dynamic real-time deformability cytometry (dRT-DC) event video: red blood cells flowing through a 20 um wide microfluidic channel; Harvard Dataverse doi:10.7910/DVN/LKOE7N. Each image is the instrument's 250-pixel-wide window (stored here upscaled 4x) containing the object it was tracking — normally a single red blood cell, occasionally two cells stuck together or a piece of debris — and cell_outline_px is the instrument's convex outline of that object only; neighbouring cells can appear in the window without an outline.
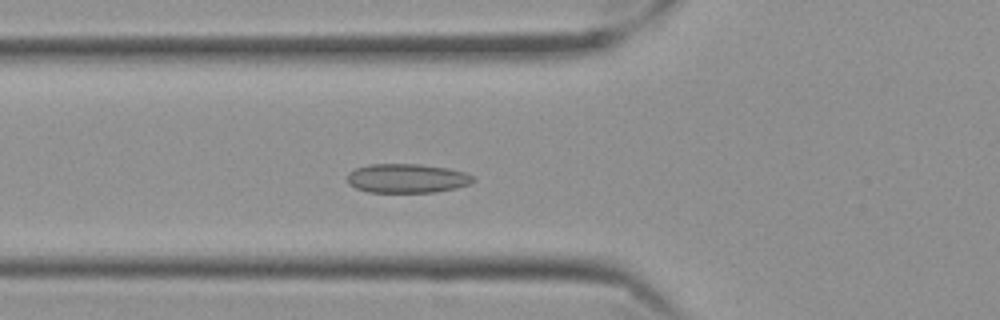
{"species": "Egyptian fruit bat (a non-hibernating species)", "species_latin": "Rousettus aegyptiacus", "temperature_condition": "cold", "stored_images_in_passage": 53, "camera_frame_rate_fps": 3000, "um_per_image_px": 0.085, "frame": {"image": 1, "passage_image": 16, "time_ms": 5.0, "image_size_px": [1000, 320], "cell_outline_px": [[476, 180], [468, 184], [456, 188], [436, 192], [368, 192], [356, 188], [348, 184], [348, 172], [356, 168], [368, 164], [420, 164], [448, 168], [464, 172], [476, 176]], "centroid_in_image_um": [34.61, 15.15], "position_along_channel_um": 91.2, "area_um2": 21.5}}
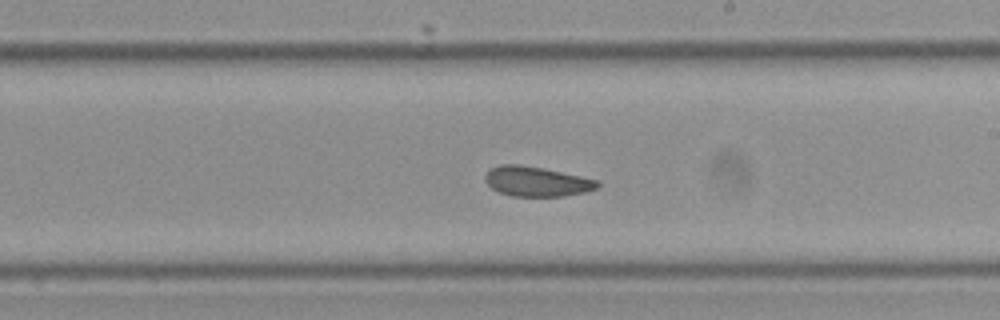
{"frame": {"image": 2, "passage_image": 29, "time_ms": 9.333, "image_size_px": [1000, 320], "cell_outline_px": [[600, 184], [596, 188], [584, 192], [564, 196], [512, 196], [500, 192], [492, 188], [484, 180], [484, 176], [492, 168], [500, 164], [520, 164], [580, 176], [596, 180]], "centroid_in_image_um": [45.58, 15.43], "position_along_channel_um": 243.4, "area_um2": 19.19}}
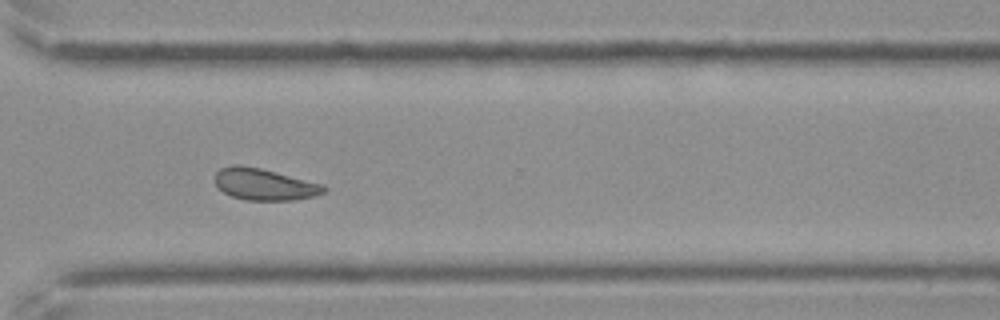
{"frame": {"image": 3, "passage_image": 38, "time_ms": 12.333, "image_size_px": [1000, 320], "cell_outline_px": [[328, 188], [324, 192], [316, 196], [292, 200], [244, 200], [232, 196], [224, 192], [216, 184], [216, 172], [220, 168], [232, 164], [240, 164], [260, 168], [324, 184]], "centroid_in_image_um": [22.49, 15.66], "position_along_channel_um": 348.1, "area_um2": 20.11}, "authors_computed_cell_mechanics": {"area_um2": 20.4034, "velocity_mm_per_s": 3.4941, "shape_relaxation_time_tau1_ms": null, "shape_relaxation_time_tau2_ms": 2.6555, "deformation_change_tau1": null, "deformation_change_tau2": 0.0632}}